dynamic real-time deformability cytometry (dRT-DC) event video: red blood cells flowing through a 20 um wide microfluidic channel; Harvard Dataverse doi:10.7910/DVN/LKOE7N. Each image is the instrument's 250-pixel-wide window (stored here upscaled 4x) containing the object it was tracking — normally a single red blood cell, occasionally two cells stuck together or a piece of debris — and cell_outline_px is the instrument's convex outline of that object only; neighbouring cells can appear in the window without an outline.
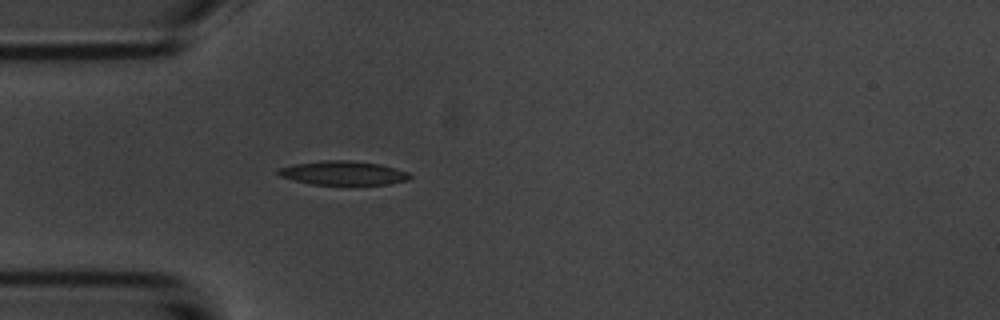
{"species": "common noctule bat (a hibernating species)", "species_latin": "Nyctalus noctula", "temperature_condition": "room temperature", "stored_images_in_passage": 5, "camera_frame_rate_fps": 3000, "um_per_image_px": 0.085, "animal": {"sex": "male", "body_mass_g": 20.1, "forearm_length_mm": 53.5}, "frame": {"image": 1, "passage_image": 5, "time_ms": 4.667, "image_size_px": [1000, 320], "cell_outline_px": [[412, 176], [408, 180], [392, 184], [348, 188], [312, 184], [280, 176], [276, 172], [276, 168], [292, 164], [324, 160], [348, 160], [380, 164], [408, 172]], "centroid_in_image_um": [29.19, 14.76], "position_along_channel_um": 55.8, "area_um2": 19.48}}